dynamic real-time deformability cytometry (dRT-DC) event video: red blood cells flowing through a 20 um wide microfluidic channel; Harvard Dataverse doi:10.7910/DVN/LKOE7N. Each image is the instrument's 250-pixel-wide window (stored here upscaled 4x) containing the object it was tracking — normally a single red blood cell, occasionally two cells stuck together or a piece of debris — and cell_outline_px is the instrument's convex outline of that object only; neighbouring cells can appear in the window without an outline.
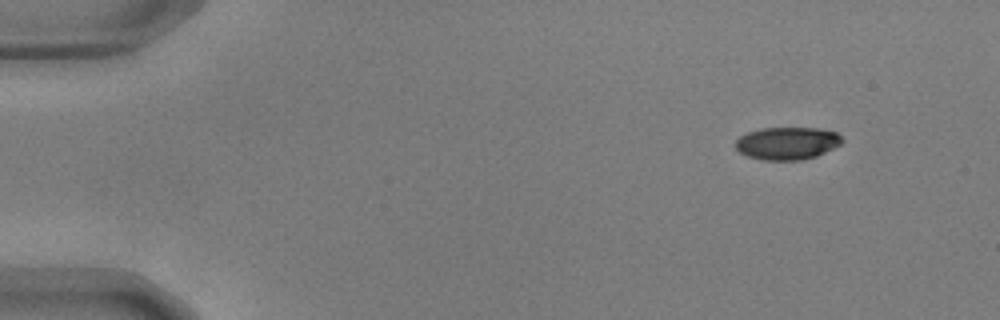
{"species": "common noctule bat (a hibernating species)", "species_latin": "Nyctalus noctula", "temperature_condition": "warm", "stored_images_in_passage": 51, "camera_frame_rate_fps": 3000, "um_per_image_px": 0.085, "animal": {"sex": "male", "body_mass_g": 17.9, "forearm_length_mm": 54.2}, "frame": {"image": 1, "passage_image": 1, "time_ms": 0.0, "image_size_px": [1000, 320], "cell_outline_px": [[844, 140], [840, 144], [816, 156], [800, 160], [764, 160], [748, 156], [740, 152], [736, 148], [736, 140], [740, 136], [748, 132], [760, 128], [816, 128], [836, 132]], "centroid_in_image_um": [66.9, 12.17], "position_along_channel_um": 18.1, "area_um2": 20.06}}
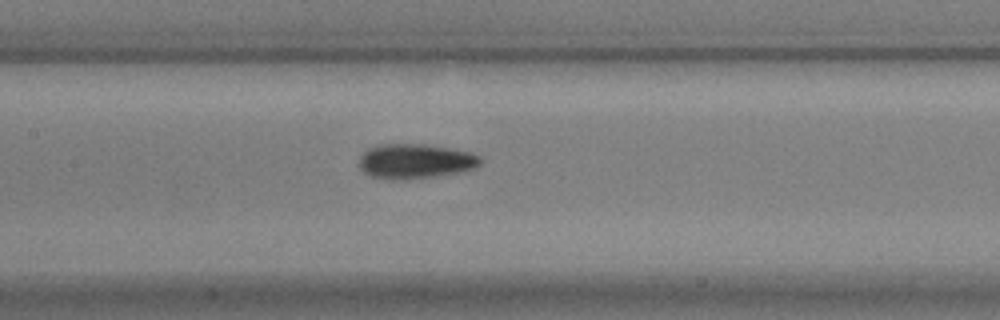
{"frame": {"image": 2, "passage_image": 22, "time_ms": 7.0, "image_size_px": [1000, 320], "cell_outline_px": [[480, 164], [476, 168], [460, 172], [404, 180], [392, 180], [368, 176], [356, 164], [360, 156], [368, 148], [380, 144], [424, 144], [448, 148], [468, 152], [480, 156]], "centroid_in_image_um": [35.23, 13.71], "position_along_channel_um": 172.2, "area_um2": 24.68}}
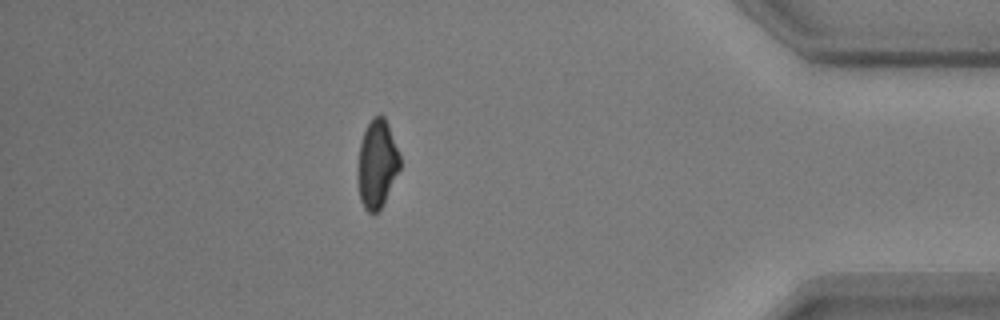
{"frame": {"image": 3, "passage_image": 44, "time_ms": 14.333, "image_size_px": [1000, 320], "cell_outline_px": [[400, 168], [380, 208], [376, 212], [368, 212], [364, 208], [360, 200], [356, 172], [360, 144], [364, 132], [372, 116], [384, 116], [388, 124], [400, 156]], "centroid_in_image_um": [32.02, 13.92], "position_along_channel_um": 403.2, "area_um2": 21.44}, "authors_computed_cell_mechanics": {"area_um2": 22.6576, "velocity_mm_per_s": 3.6708, "shape_relaxation_time_tau1_ms": 4.1468, "shape_relaxation_time_tau2_ms": 2.1614, "deformation_change_tau1": 0.1401, "deformation_change_tau2": 0.0679}}